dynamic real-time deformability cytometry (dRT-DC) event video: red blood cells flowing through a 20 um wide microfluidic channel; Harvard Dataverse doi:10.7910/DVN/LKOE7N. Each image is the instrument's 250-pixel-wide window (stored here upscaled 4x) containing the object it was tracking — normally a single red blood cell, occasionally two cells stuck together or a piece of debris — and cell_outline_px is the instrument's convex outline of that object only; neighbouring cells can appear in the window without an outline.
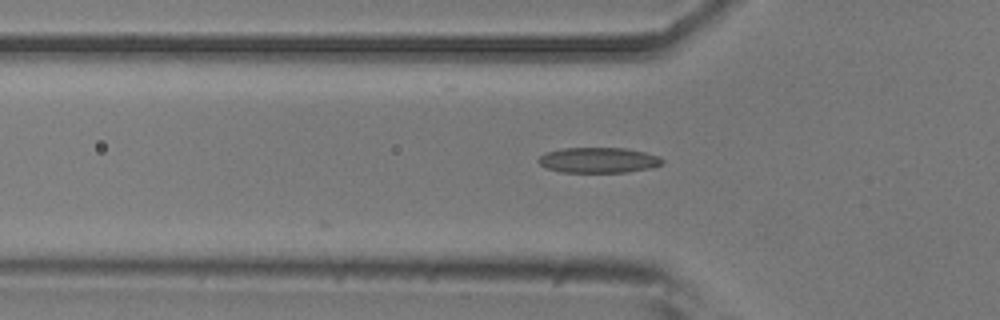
{"species": "common noctule bat (a hibernating species)", "species_latin": "Nyctalus noctula", "temperature_condition": "room temperature", "stored_images_in_passage": 22, "camera_frame_rate_fps": 3000, "um_per_image_px": 0.085, "animal": {"sex": "male", "body_mass_g": 20.5, "forearm_length_mm": 52.5}, "frame": {"image": 1, "passage_image": 3, "time_ms": 0.667, "image_size_px": [1000, 320], "cell_outline_px": [[664, 164], [652, 168], [628, 172], [560, 172], [548, 168], [540, 164], [536, 160], [544, 152], [564, 148], [624, 148], [644, 152], [660, 156], [664, 160]], "centroid_in_image_um": [50.89, 13.61], "position_along_channel_um": 74.9, "area_um2": 18.5}}
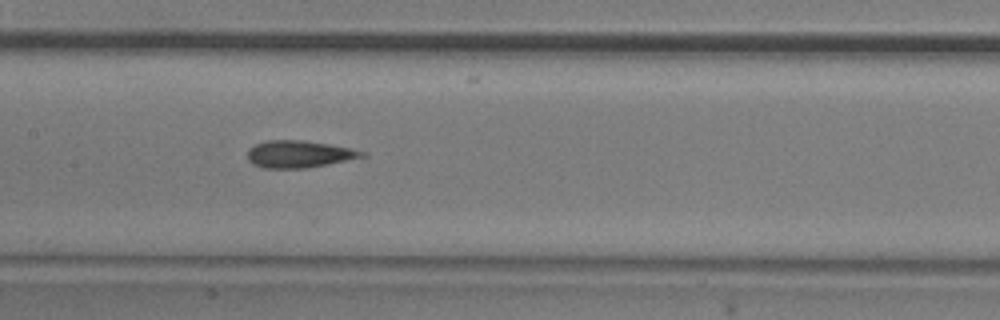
{"frame": {"image": 2, "passage_image": 11, "time_ms": 3.333, "image_size_px": [1000, 320], "cell_outline_px": [[368, 156], [308, 168], [264, 168], [252, 164], [248, 160], [248, 148], [264, 140], [300, 140], [328, 144], [368, 152]], "centroid_in_image_um": [25.41, 13.1], "position_along_channel_um": 182.0, "area_um2": 18.15}}
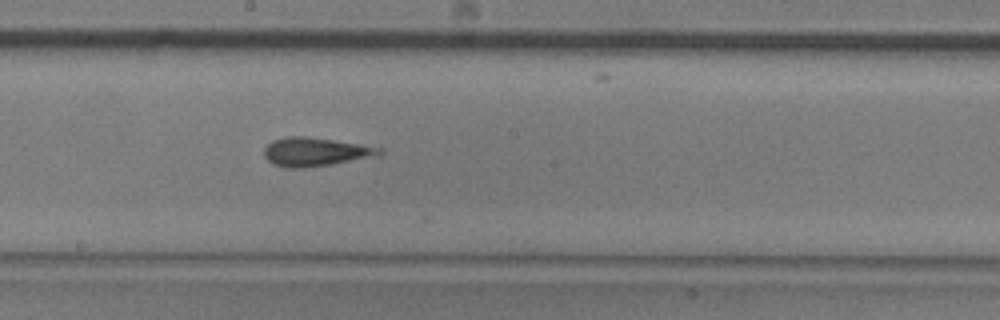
{"frame": {"image": 3, "passage_image": 14, "time_ms": 4.333, "image_size_px": [1000, 320], "cell_outline_px": [[384, 152], [380, 156], [332, 164], [304, 168], [284, 168], [272, 164], [264, 156], [264, 148], [272, 140], [288, 136], [304, 136], [332, 140], [384, 148]], "centroid_in_image_um": [26.81, 12.92], "position_along_channel_um": 221.4, "area_um2": 19.42}}